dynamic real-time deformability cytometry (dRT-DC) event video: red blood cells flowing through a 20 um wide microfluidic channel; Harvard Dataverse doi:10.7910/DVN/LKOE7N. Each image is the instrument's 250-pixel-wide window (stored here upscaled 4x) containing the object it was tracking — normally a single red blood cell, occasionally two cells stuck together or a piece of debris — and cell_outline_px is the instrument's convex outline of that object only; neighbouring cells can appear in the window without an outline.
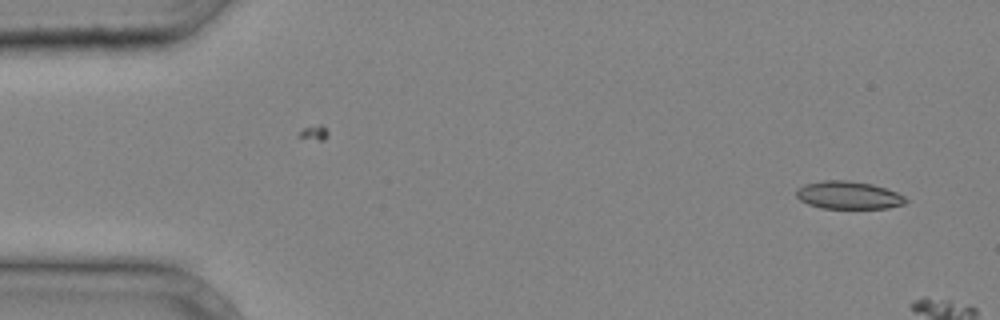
{"species": "common noctule bat (a hibernating species)", "species_latin": "Nyctalus noctula", "temperature_condition": "cold", "stored_images_in_passage": 6, "camera_frame_rate_fps": 3000, "um_per_image_px": 0.085, "animal": {"sex": "male", "body_mass_g": 20.4}, "frame": {"image": 1, "passage_image": 1, "time_ms": 0.0, "image_size_px": [1000, 320], "cell_outline_px": [[908, 200], [904, 204], [888, 208], [820, 208], [808, 204], [800, 200], [796, 196], [796, 188], [804, 184], [824, 180], [848, 180], [872, 184], [896, 192], [904, 196]], "centroid_in_image_um": [72.09, 16.59], "position_along_channel_um": 12.9, "area_um2": 17.74}}